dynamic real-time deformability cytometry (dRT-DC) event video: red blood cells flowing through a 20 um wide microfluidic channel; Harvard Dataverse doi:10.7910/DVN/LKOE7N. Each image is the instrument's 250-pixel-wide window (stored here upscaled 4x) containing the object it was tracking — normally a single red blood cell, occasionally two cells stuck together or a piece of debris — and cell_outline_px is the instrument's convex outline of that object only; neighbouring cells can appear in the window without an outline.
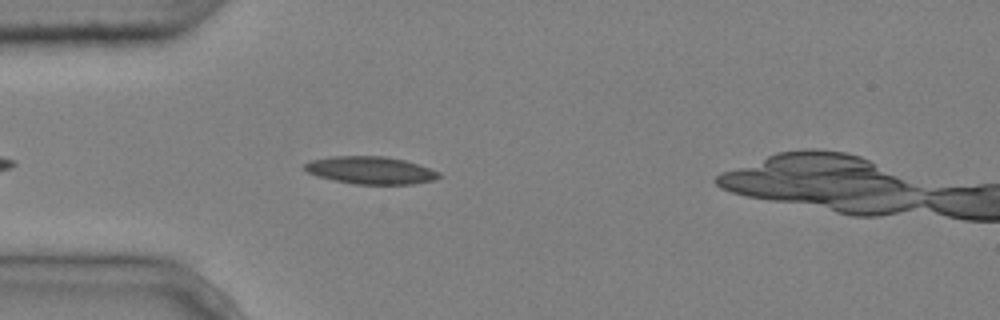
{"species": "common noctule bat (a hibernating species)", "species_latin": "Nyctalus noctula", "temperature_condition": "cold", "stored_images_in_passage": 3, "camera_frame_rate_fps": 3000, "um_per_image_px": 0.085, "animal": {"sex": "male", "body_mass_g": 20.4}, "frame": {"image": 1, "passage_image": 3, "time_ms": 0.667, "image_size_px": [1000, 320], "cell_outline_px": [[440, 176], [436, 180], [412, 184], [352, 184], [332, 180], [316, 176], [308, 172], [304, 168], [304, 164], [312, 160], [332, 156], [384, 156], [404, 160], [420, 164], [440, 172]], "centroid_in_image_um": [31.52, 14.48], "position_along_channel_um": 53.5, "area_um2": 21.68}}